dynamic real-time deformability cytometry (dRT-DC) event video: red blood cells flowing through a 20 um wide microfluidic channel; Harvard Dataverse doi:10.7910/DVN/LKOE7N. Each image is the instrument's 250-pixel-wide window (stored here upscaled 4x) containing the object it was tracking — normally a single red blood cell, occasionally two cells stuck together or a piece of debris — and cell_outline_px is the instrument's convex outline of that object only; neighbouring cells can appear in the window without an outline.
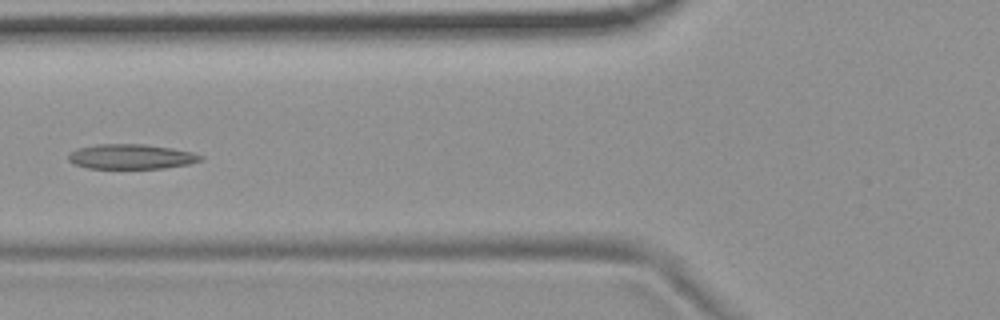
{"species": "common noctule bat (a hibernating species)", "species_latin": "Nyctalus noctula", "temperature_condition": "room temperature", "stored_images_in_passage": 8, "camera_frame_rate_fps": 3000, "um_per_image_px": 0.085, "animal": {"sex": "female", "body_mass_g": 19.9}, "frame": {"image": 1, "passage_image": 5, "time_ms": 1.333, "image_size_px": [1000, 320], "cell_outline_px": [[204, 160], [188, 164], [164, 168], [88, 168], [72, 164], [68, 160], [68, 152], [76, 148], [96, 144], [144, 144], [172, 148], [192, 152], [204, 156]], "centroid_in_image_um": [11.12, 13.31], "position_along_channel_um": 114.7, "area_um2": 19.36}}
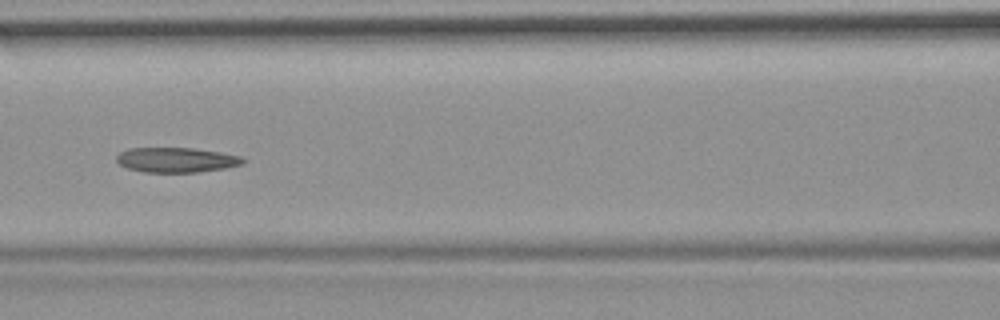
{"frame": {"image": 2, "passage_image": 6, "time_ms": 1.667, "image_size_px": [1000, 320], "cell_outline_px": [[248, 160], [244, 164], [224, 168], [200, 172], [144, 172], [128, 168], [120, 164], [116, 160], [116, 156], [120, 152], [128, 148], [192, 148], [220, 152], [240, 156]], "centroid_in_image_um": [15.01, 13.59], "position_along_channel_um": 151.6, "area_um2": 18.38}}